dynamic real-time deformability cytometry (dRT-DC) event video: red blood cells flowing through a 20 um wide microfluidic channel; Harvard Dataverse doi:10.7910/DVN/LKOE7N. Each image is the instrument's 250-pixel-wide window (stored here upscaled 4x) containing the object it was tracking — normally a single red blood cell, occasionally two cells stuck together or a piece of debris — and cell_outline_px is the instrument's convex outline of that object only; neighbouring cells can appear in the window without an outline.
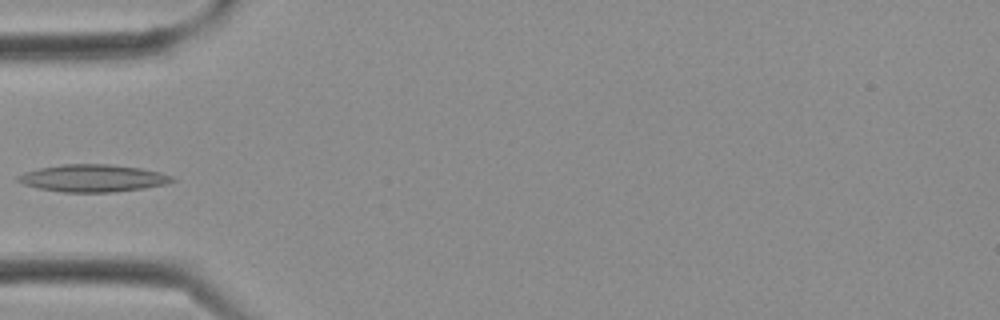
{"species": "Egyptian fruit bat (a non-hibernating species)", "species_latin": "Rousettus aegyptiacus", "temperature_condition": "cold", "stored_images_in_passage": 6, "camera_frame_rate_fps": 3000, "um_per_image_px": 0.085, "frame": {"image": 1, "passage_image": 5, "time_ms": 1.333, "image_size_px": [1000, 320], "cell_outline_px": [[176, 180], [168, 184], [144, 188], [112, 192], [64, 192], [40, 188], [24, 184], [16, 180], [16, 176], [24, 172], [40, 168], [64, 164], [108, 164], [140, 168], [160, 172], [172, 176]], "centroid_in_image_um": [7.92, 15.14], "position_along_channel_um": 77.1, "area_um2": 24.45}}